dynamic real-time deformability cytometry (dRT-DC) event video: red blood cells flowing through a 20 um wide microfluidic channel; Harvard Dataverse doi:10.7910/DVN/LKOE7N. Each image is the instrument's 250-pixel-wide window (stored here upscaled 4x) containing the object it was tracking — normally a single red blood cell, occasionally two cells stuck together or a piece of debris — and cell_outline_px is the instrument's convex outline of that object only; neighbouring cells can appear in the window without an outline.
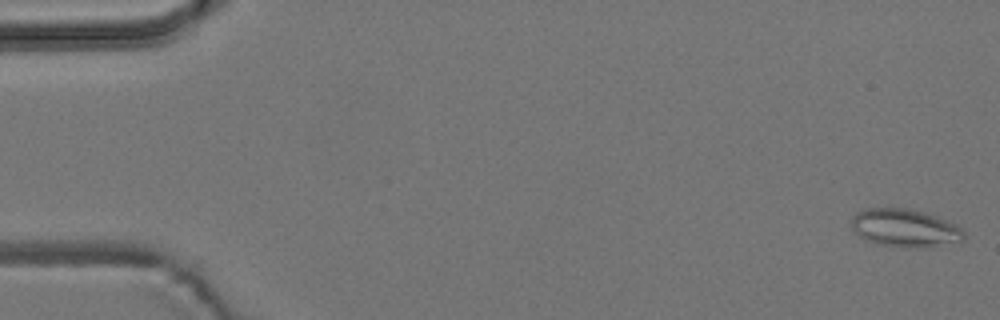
{"species": "common noctule bat (a hibernating species)", "species_latin": "Nyctalus noctula", "temperature_condition": "room temperature", "stored_images_in_passage": 4, "camera_frame_rate_fps": 3000, "um_per_image_px": 0.085, "animal": {"sex": "male", "body_mass_g": 19.2, "forearm_length_mm": 51.8}, "frame": {"image": 1, "passage_image": 1, "time_ms": 0.0, "image_size_px": [1000, 320], "cell_outline_px": [[964, 240], [924, 248], [904, 248], [876, 244], [864, 240], [852, 228], [852, 216], [856, 212], [864, 208], [908, 208], [924, 212], [936, 216], [956, 224], [964, 232]], "centroid_in_image_um": [76.89, 19.39], "position_along_channel_um": 8.1, "area_um2": 25.14}}